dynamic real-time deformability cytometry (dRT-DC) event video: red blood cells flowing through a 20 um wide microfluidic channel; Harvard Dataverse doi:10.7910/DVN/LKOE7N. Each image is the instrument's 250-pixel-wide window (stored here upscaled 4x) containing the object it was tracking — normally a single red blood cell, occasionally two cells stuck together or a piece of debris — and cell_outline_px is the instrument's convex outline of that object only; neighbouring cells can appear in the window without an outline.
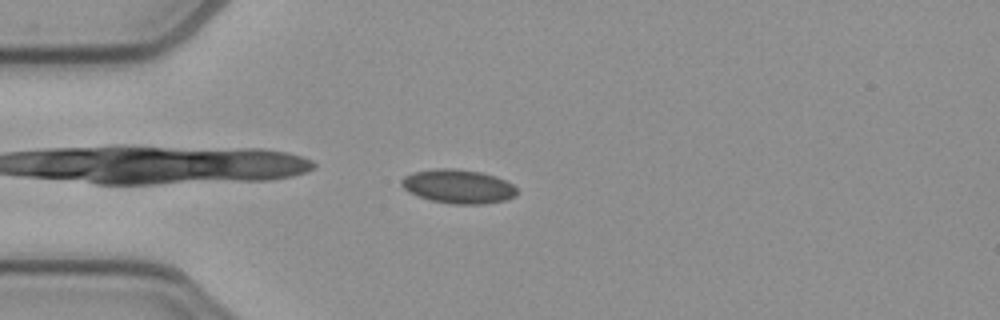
{"species": "common noctule bat (a hibernating species)", "species_latin": "Nyctalus noctula", "temperature_condition": "cold", "stored_images_in_passage": 41, "camera_frame_rate_fps": 3000, "um_per_image_px": 0.085, "animal": {"sex": "female", "body_mass_g": 21.9}, "frame": {"image": 1, "passage_image": 2, "time_ms": 0.333, "image_size_px": [1000, 320], "cell_outline_px": [[516, 196], [504, 200], [484, 204], [452, 204], [428, 200], [408, 192], [400, 184], [400, 180], [404, 176], [412, 172], [432, 168], [456, 168], [480, 172], [496, 176], [512, 184], [516, 188]], "centroid_in_image_um": [38.9, 15.84], "position_along_channel_um": 46.1, "area_um2": 23.06}}
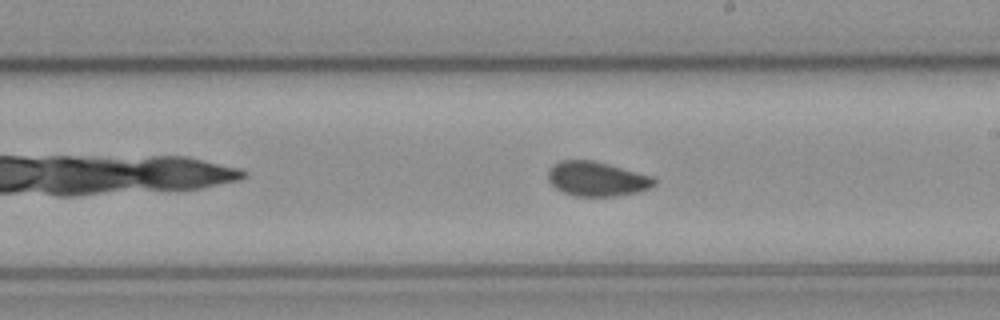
{"frame": {"image": 2, "passage_image": 18, "time_ms": 5.667, "image_size_px": [1000, 320], "cell_outline_px": [[656, 184], [640, 192], [616, 196], [576, 196], [564, 192], [556, 188], [548, 180], [548, 172], [552, 164], [560, 160], [592, 160], [608, 164], [652, 176], [656, 180]], "centroid_in_image_um": [50.73, 15.2], "position_along_channel_um": 238.3, "area_um2": 21.33}}
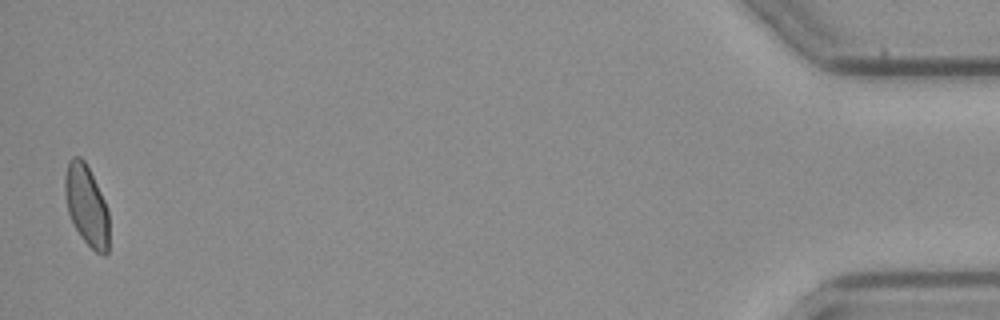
{"frame": {"image": 3, "passage_image": 40, "time_ms": 13.0, "image_size_px": [1000, 320], "cell_outline_px": [[108, 252], [104, 256], [96, 252], [80, 236], [68, 212], [64, 192], [64, 176], [68, 160], [72, 156], [80, 156], [84, 160], [104, 200], [108, 212]], "centroid_in_image_um": [7.33, 17.44], "position_along_channel_um": 427.9, "area_um2": 20.52}, "authors_computed_cell_mechanics": {"area_um2": 21.5016, "velocity_mm_per_s": 3.9039, "shape_relaxation_time_tau1_ms": null, "shape_relaxation_time_tau2_ms": 2.4396, "deformation_change_tau1": null, "deformation_change_tau2": 0.0427}}